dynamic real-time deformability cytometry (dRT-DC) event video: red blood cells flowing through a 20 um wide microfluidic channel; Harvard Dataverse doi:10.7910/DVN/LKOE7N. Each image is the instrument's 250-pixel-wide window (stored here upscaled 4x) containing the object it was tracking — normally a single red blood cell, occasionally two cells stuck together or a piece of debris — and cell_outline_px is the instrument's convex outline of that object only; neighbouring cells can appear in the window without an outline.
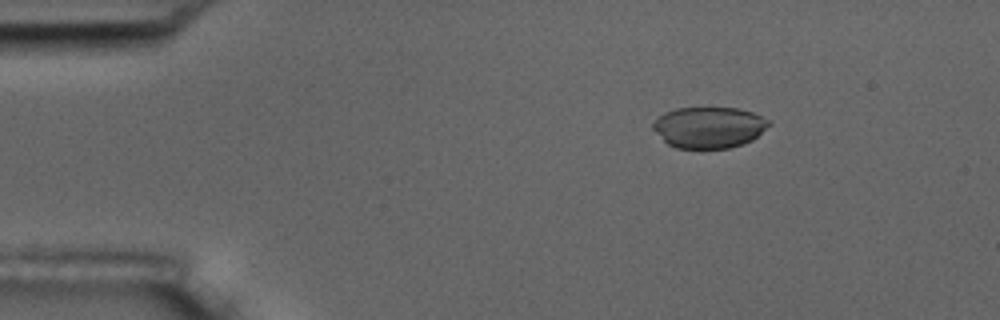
{"species": "common noctule bat (a hibernating species)", "species_latin": "Nyctalus noctula", "temperature_condition": "room temperature", "stored_images_in_passage": 15, "camera_frame_rate_fps": 3000, "um_per_image_px": 0.085, "animal": {"sex": "male", "body_mass_g": 17.5, "forearm_length_mm": 52.3}, "frame": {"image": 1, "passage_image": 3, "time_ms": 2.333, "image_size_px": [1000, 320], "cell_outline_px": [[772, 124], [752, 140], [744, 144], [728, 148], [676, 148], [668, 144], [652, 128], [652, 124], [664, 112], [676, 108], [736, 108], [752, 112], [772, 120]], "centroid_in_image_um": [60.3, 10.82], "position_along_channel_um": 24.7, "area_um2": 27.86}}
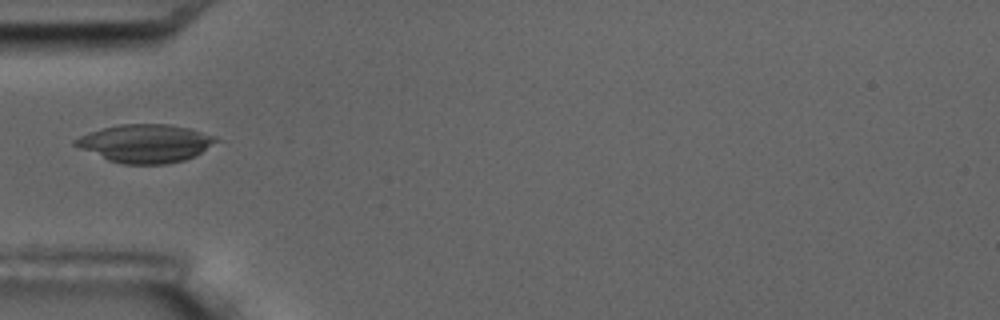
{"frame": {"image": 2, "passage_image": 5, "time_ms": 5.667, "image_size_px": [1000, 320], "cell_outline_px": [[220, 140], [196, 156], [184, 160], [164, 164], [124, 164], [108, 160], [72, 144], [72, 140], [88, 132], [100, 128], [120, 124], [168, 124], [188, 128], [216, 136]], "centroid_in_image_um": [12.36, 12.18], "position_along_channel_um": 72.6, "area_um2": 31.33}}
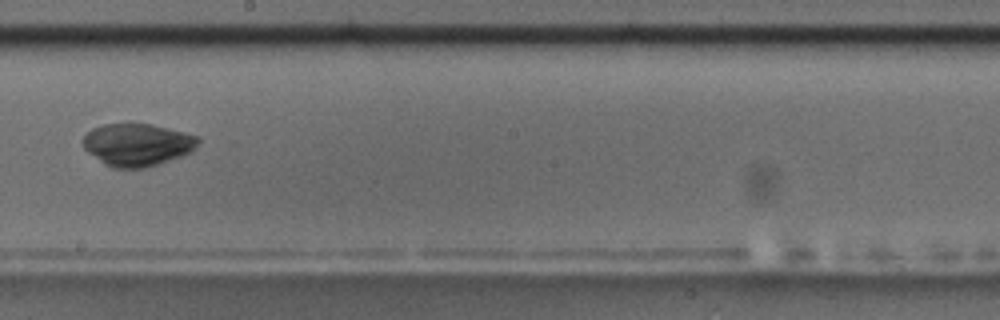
{"frame": {"image": 3, "passage_image": 9, "time_ms": 10.333, "image_size_px": [1000, 320], "cell_outline_px": [[200, 140], [196, 148], [192, 152], [144, 168], [112, 168], [104, 164], [88, 152], [84, 148], [84, 136], [92, 128], [104, 124], [152, 124], [200, 136]], "centroid_in_image_um": [11.69, 12.29], "position_along_channel_um": 236.5, "area_um2": 28.38}, "authors_computed_cell_mechanics": {"area_um2": 28.611, "velocity_mm_per_s": 3.5187, "shape_relaxation_time_tau1_ms": 8.3501, "shape_relaxation_time_tau2_ms": 2.5843, "deformation_change_tau1": 0.1567, "deformation_change_tau2": 0.0304}}